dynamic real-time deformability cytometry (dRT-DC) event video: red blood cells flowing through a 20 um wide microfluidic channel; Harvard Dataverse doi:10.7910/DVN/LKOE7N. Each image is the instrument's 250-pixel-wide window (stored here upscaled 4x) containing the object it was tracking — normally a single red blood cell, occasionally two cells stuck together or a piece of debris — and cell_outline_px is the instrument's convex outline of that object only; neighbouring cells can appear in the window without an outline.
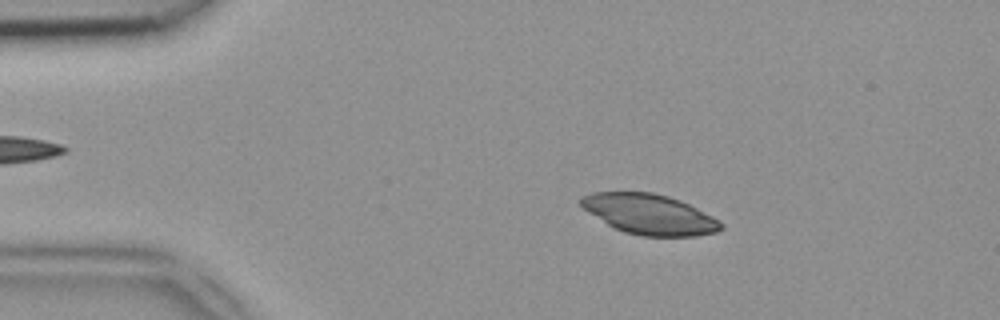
{"species": "common noctule bat (a hibernating species)", "species_latin": "Nyctalus noctula", "temperature_condition": "room temperature", "stored_images_in_passage": 27, "camera_frame_rate_fps": 3000, "um_per_image_px": 0.085, "animal": {"sex": "female", "body_mass_g": 18.4}, "frame": {"image": 1, "passage_image": 8, "time_ms": 2.333, "image_size_px": [1000, 320], "cell_outline_px": [[724, 228], [716, 232], [696, 236], [640, 236], [624, 232], [608, 224], [588, 212], [580, 204], [580, 200], [584, 196], [592, 192], [652, 192], [668, 196], [680, 200], [720, 220], [724, 224]], "centroid_in_image_um": [55.24, 18.22], "position_along_channel_um": 29.8, "area_um2": 32.66}}